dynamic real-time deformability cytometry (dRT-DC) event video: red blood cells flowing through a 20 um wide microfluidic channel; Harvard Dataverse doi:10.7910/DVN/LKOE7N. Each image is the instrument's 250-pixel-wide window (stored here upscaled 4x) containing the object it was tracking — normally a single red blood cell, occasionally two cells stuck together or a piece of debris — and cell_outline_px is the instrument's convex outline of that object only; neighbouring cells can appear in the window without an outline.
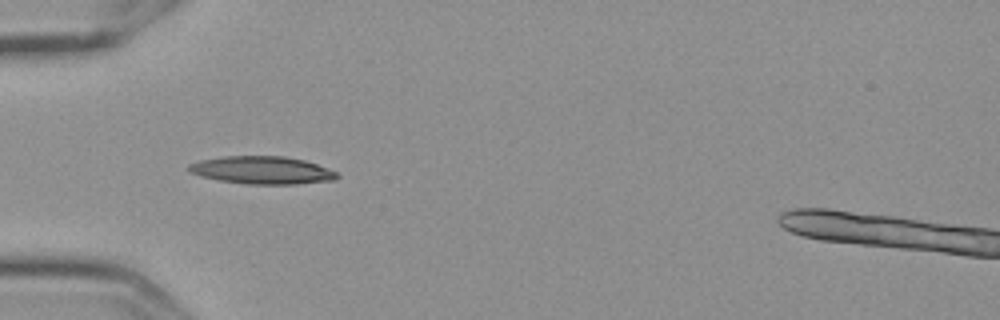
{"species": "Egyptian fruit bat (a non-hibernating species)", "species_latin": "Rousettus aegyptiacus", "temperature_condition": "cold", "stored_images_in_passage": 39, "camera_frame_rate_fps": 3000, "um_per_image_px": 0.085, "frame": {"image": 1, "passage_image": 1, "time_ms": 0.0, "image_size_px": [1000, 320], "cell_outline_px": [[340, 176], [336, 180], [296, 184], [248, 184], [220, 180], [200, 176], [188, 172], [184, 168], [188, 164], [200, 160], [224, 156], [284, 156], [304, 160], [316, 164], [336, 172]], "centroid_in_image_um": [22.23, 14.46], "position_along_channel_um": 62.8, "area_um2": 24.04}}
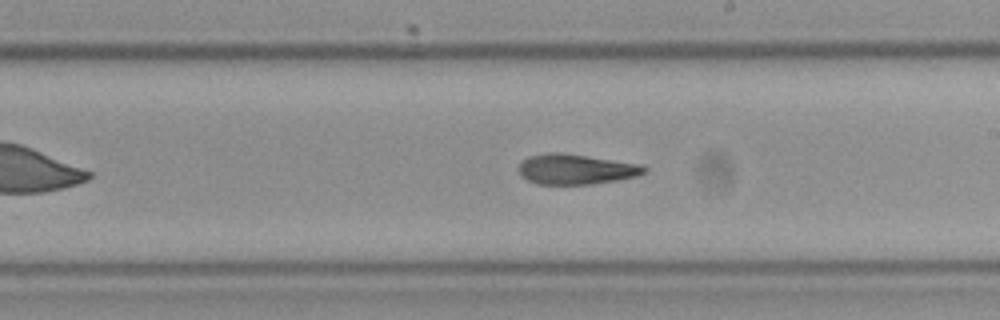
{"frame": {"image": 2, "passage_image": 16, "time_ms": 5.0, "image_size_px": [1000, 320], "cell_outline_px": [[648, 172], [636, 176], [616, 180], [592, 184], [536, 184], [528, 180], [520, 172], [520, 164], [528, 156], [548, 152], [560, 152], [644, 164], [648, 168]], "centroid_in_image_um": [49.02, 14.37], "position_along_channel_um": 240.0, "area_um2": 22.14}}
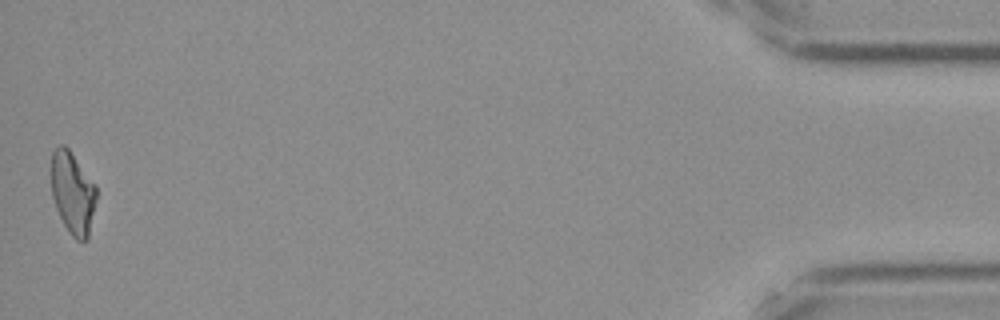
{"frame": {"image": 3, "passage_image": 39, "time_ms": 12.667, "image_size_px": [1000, 320], "cell_outline_px": [[96, 200], [88, 240], [76, 240], [72, 236], [64, 224], [56, 208], [52, 196], [52, 152], [60, 144], [64, 144], [68, 148], [96, 184]], "centroid_in_image_um": [6.2, 16.39], "position_along_channel_um": 429.0, "area_um2": 21.5}, "authors_computed_cell_mechanics": {"area_um2": 22.542, "velocity_mm_per_s": 3.6011, "shape_relaxation_time_tau1_ms": 9.4433, "shape_relaxation_time_tau2_ms": 3.6817, "deformation_change_tau1": 0.214, "deformation_change_tau2": 0.117}}